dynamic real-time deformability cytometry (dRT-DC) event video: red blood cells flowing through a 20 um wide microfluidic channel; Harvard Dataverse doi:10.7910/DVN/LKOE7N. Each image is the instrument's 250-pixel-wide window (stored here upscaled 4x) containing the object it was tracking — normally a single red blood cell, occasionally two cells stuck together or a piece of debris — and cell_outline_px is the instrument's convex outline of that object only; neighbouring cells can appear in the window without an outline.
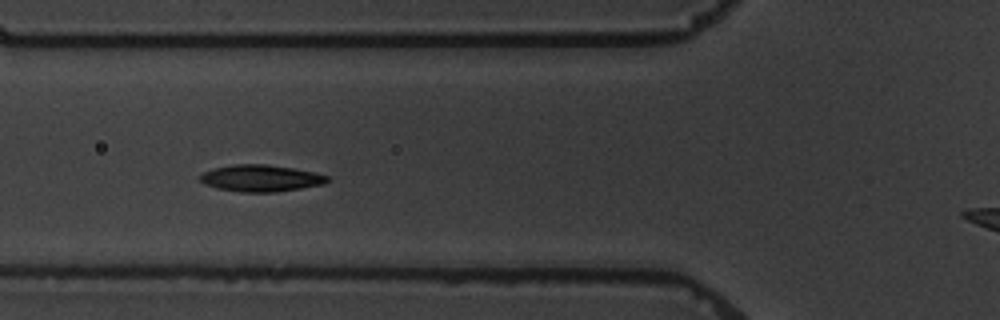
{"species": "common noctule bat (a hibernating species)", "species_latin": "Nyctalus noctula", "temperature_condition": "warm", "stored_images_in_passage": 6, "camera_frame_rate_fps": 3000, "um_per_image_px": 0.085, "animal": {"sex": "male", "body_mass_g": 19.5, "forearm_length_mm": 54.6}, "frame": {"image": 1, "passage_image": 4, "time_ms": 3.667, "image_size_px": [1000, 320], "cell_outline_px": [[332, 180], [324, 184], [276, 192], [240, 192], [216, 188], [204, 184], [200, 180], [200, 176], [204, 172], [212, 168], [232, 164], [268, 164], [292, 168], [312, 172], [328, 176]], "centroid_in_image_um": [22.15, 15.14], "position_along_channel_um": 103.6, "area_um2": 19.88}}
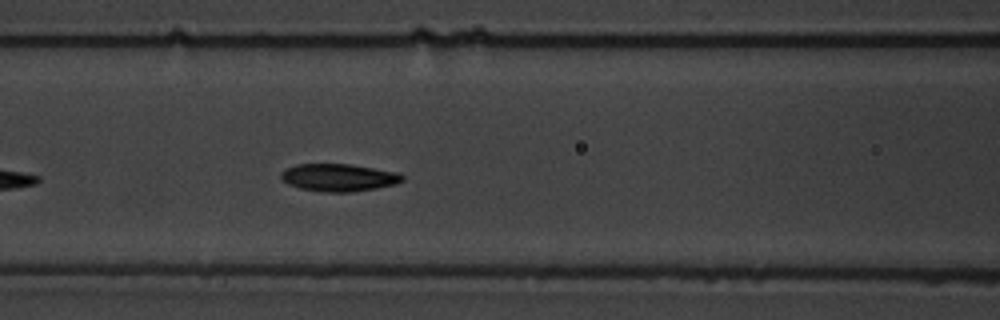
{"frame": {"image": 2, "passage_image": 5, "time_ms": 4.667, "image_size_px": [1000, 320], "cell_outline_px": [[404, 180], [396, 184], [376, 188], [352, 192], [324, 192], [300, 188], [288, 184], [280, 176], [280, 172], [296, 164], [348, 164], [396, 172], [404, 176]], "centroid_in_image_um": [28.79, 15.09], "position_along_channel_um": 137.8, "area_um2": 19.31}}